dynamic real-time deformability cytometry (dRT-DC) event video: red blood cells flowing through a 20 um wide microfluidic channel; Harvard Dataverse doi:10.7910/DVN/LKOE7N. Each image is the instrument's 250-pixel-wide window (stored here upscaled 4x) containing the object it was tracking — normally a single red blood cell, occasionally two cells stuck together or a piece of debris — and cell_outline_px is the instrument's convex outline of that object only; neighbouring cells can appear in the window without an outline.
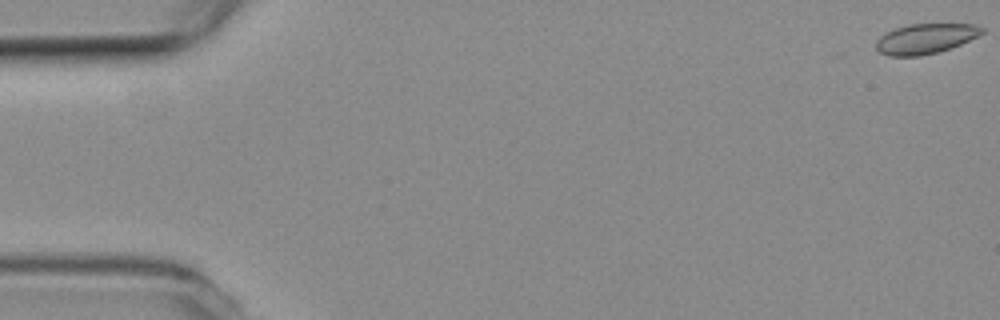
{"species": "common noctule bat (a hibernating species)", "species_latin": "Nyctalus noctula", "temperature_condition": "room temperature", "stored_images_in_passage": 36, "camera_frame_rate_fps": 3000, "um_per_image_px": 0.085, "animal": {"sex": "female", "body_mass_g": 19.3, "forearm_length_mm": 54.1}, "frame": {"image": 1, "passage_image": 1, "time_ms": 0.0, "image_size_px": [1000, 320], "cell_outline_px": [[984, 32], [960, 44], [936, 52], [920, 56], [888, 56], [880, 52], [876, 48], [876, 40], [880, 36], [896, 28], [908, 24], [976, 24], [984, 28]], "centroid_in_image_um": [78.64, 3.28], "position_along_channel_um": 6.4, "area_um2": 18.32}}
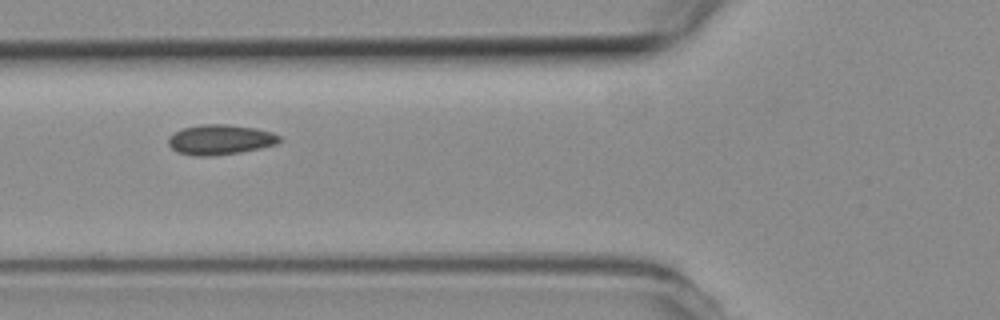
{"frame": {"image": 2, "passage_image": 21, "time_ms": 6.667, "image_size_px": [1000, 320], "cell_outline_px": [[284, 140], [276, 144], [260, 148], [240, 152], [212, 156], [196, 156], [176, 152], [168, 144], [168, 136], [184, 128], [200, 124], [228, 124], [256, 128], [272, 132], [280, 136]], "centroid_in_image_um": [18.73, 11.87], "position_along_channel_um": 107.1, "area_um2": 19.59}}
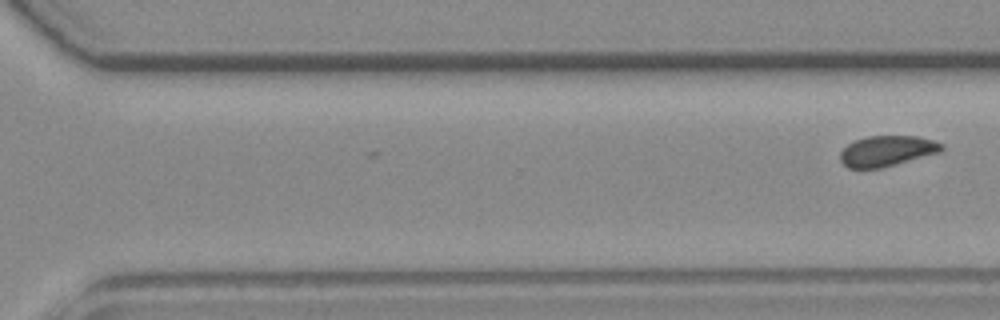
{"frame": {"image": 3, "passage_image": 36, "time_ms": 11.667, "image_size_px": [1000, 320], "cell_outline_px": [[944, 148], [940, 152], [880, 168], [848, 168], [840, 160], [840, 152], [848, 144], [856, 140], [868, 136], [916, 136], [936, 140], [944, 144]], "centroid_in_image_um": [75.41, 12.82], "position_along_channel_um": 295.2, "area_um2": 17.98}}